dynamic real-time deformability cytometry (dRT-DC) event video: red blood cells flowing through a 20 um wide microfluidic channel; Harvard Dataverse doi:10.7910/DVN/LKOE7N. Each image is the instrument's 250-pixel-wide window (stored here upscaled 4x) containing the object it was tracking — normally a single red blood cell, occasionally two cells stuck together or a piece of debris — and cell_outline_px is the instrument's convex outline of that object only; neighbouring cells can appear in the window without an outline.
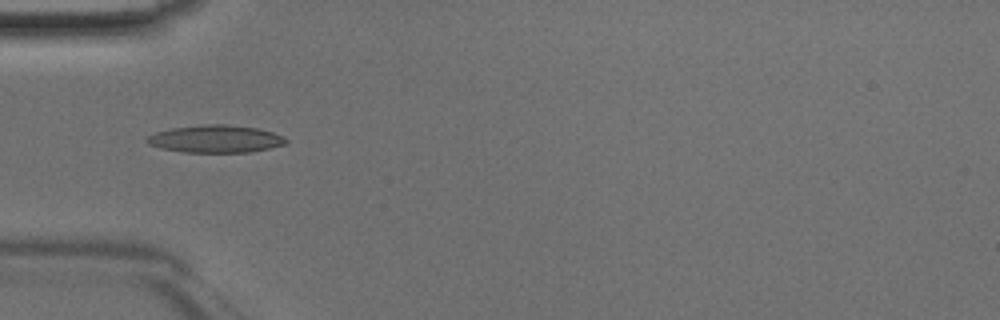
{"species": "Egyptian fruit bat (a non-hibernating species)", "species_latin": "Rousettus aegyptiacus", "temperature_condition": "room temperature", "stored_images_in_passage": 46, "camera_frame_rate_fps": 3000, "um_per_image_px": 0.085, "animal": {"sex": "male"}, "frame": {"image": 1, "passage_image": 15, "time_ms": 4.667, "image_size_px": [1000, 320], "cell_outline_px": [[288, 140], [284, 144], [268, 148], [248, 152], [184, 152], [160, 148], [148, 144], [144, 140], [148, 136], [156, 132], [172, 128], [204, 124], [224, 124], [256, 128], [272, 132]], "centroid_in_image_um": [18.26, 11.8], "position_along_channel_um": 66.7, "area_um2": 22.02}}
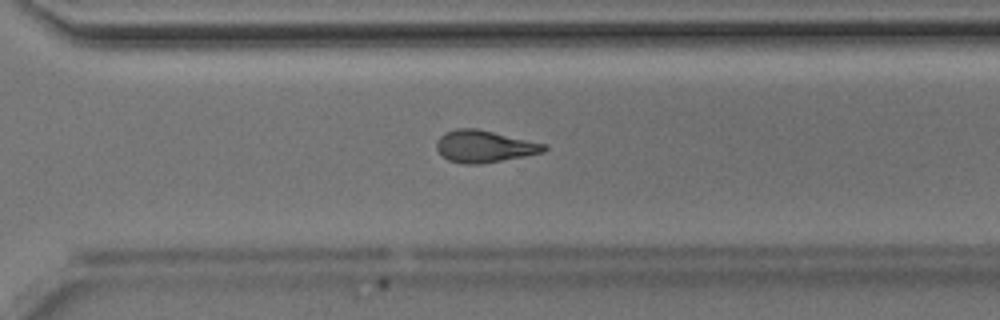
{"frame": {"image": 2, "passage_image": 33, "time_ms": 10.667, "image_size_px": [1000, 320], "cell_outline_px": [[548, 148], [544, 152], [524, 156], [480, 164], [464, 164], [448, 160], [436, 148], [436, 140], [444, 132], [456, 128], [476, 128], [544, 144]], "centroid_in_image_um": [41.12, 12.44], "position_along_channel_um": 329.5, "area_um2": 19.83}}
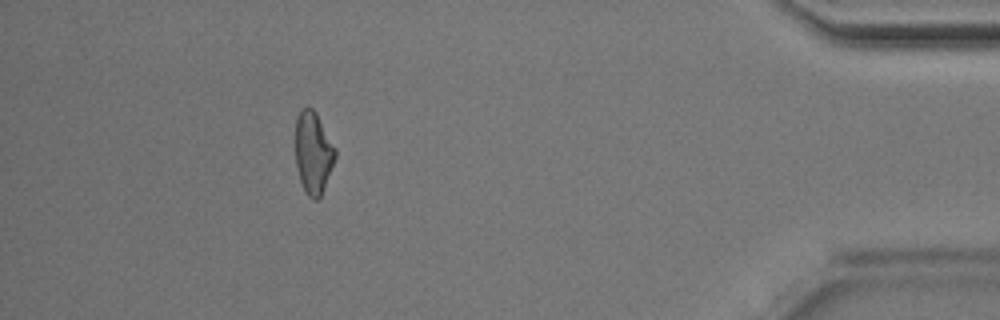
{"frame": {"image": 3, "passage_image": 42, "time_ms": 13.667, "image_size_px": [1000, 320], "cell_outline_px": [[336, 156], [320, 196], [316, 200], [312, 200], [308, 196], [300, 180], [296, 164], [296, 120], [300, 112], [304, 108], [312, 108], [316, 112], [336, 148]], "centroid_in_image_um": [26.63, 12.97], "position_along_channel_um": 408.6, "area_um2": 18.67}}